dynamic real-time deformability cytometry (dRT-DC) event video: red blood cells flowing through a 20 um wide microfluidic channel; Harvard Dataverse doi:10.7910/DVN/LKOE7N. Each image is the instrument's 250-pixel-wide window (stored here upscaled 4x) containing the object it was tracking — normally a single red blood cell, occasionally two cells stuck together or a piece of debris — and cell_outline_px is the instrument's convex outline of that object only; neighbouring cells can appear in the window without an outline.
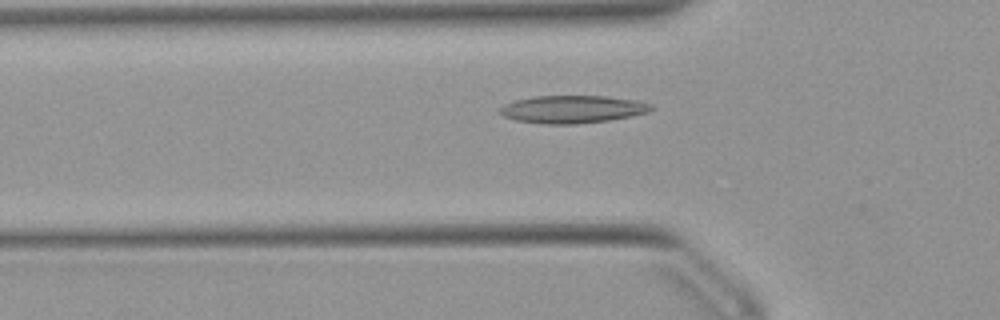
{"species": "Egyptian fruit bat (a non-hibernating species)", "species_latin": "Rousettus aegyptiacus", "temperature_condition": "warm", "stored_images_in_passage": 52, "camera_frame_rate_fps": 3000, "um_per_image_px": 0.085, "animal": {"sex": "female"}, "frame": {"image": 1, "passage_image": 16, "time_ms": 5.0, "image_size_px": [1000, 320], "cell_outline_px": [[656, 108], [648, 112], [632, 116], [608, 120], [576, 124], [540, 124], [516, 120], [504, 116], [500, 112], [500, 108], [504, 104], [516, 100], [532, 96], [604, 96], [644, 100], [652, 104]], "centroid_in_image_um": [48.73, 9.28], "position_along_channel_um": 77.1, "area_um2": 24.68}}
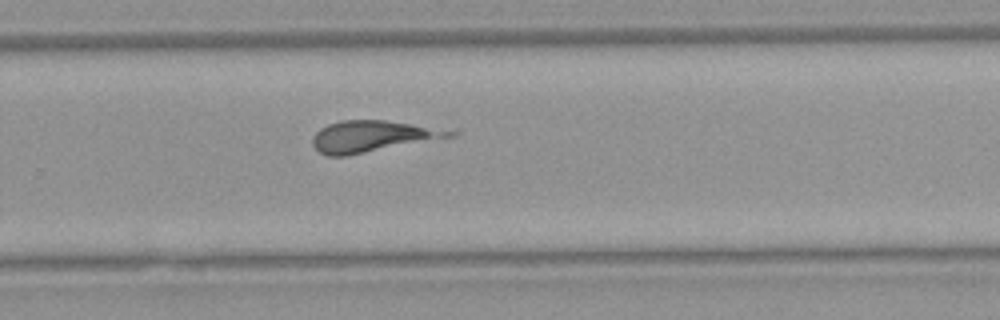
{"frame": {"image": 2, "passage_image": 33, "time_ms": 10.667, "image_size_px": [1000, 320], "cell_outline_px": [[460, 136], [348, 156], [328, 156], [320, 152], [312, 144], [312, 140], [316, 132], [320, 128], [328, 124], [340, 120], [384, 120], [460, 132]], "centroid_in_image_um": [31.69, 11.6], "position_along_channel_um": 298.1, "area_um2": 25.26}}
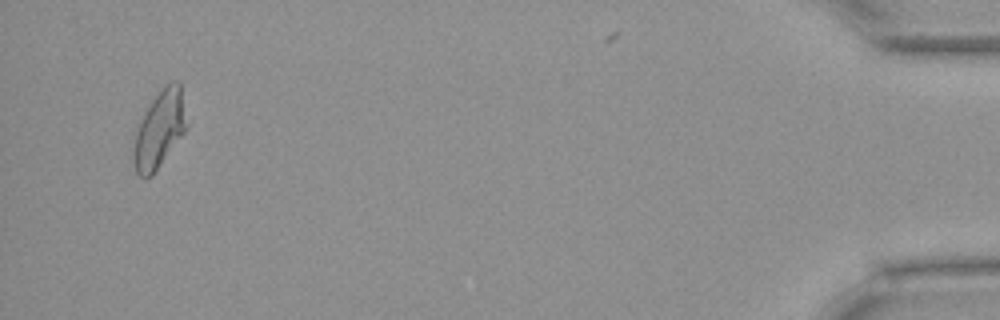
{"frame": {"image": 3, "passage_image": 49, "time_ms": 16.0, "image_size_px": [1000, 320], "cell_outline_px": [[188, 128], [152, 176], [144, 180], [136, 172], [132, 160], [132, 148], [136, 132], [144, 108], [164, 84], [172, 80], [180, 80], [188, 124]], "centroid_in_image_um": [13.55, 10.97], "position_along_channel_um": 421.6, "area_um2": 24.68}}